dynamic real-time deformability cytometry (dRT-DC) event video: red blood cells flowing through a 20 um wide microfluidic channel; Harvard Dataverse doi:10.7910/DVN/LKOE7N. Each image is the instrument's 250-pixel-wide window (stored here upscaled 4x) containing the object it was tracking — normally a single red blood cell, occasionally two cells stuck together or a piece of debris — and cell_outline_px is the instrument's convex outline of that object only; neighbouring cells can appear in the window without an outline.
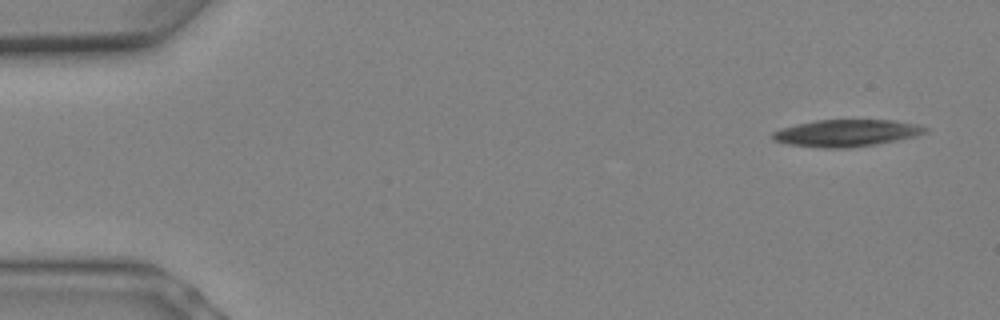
{"species": "Egyptian fruit bat (a non-hibernating species)", "species_latin": "Rousettus aegyptiacus", "temperature_condition": "warm", "stored_images_in_passage": 9, "camera_frame_rate_fps": 3000, "um_per_image_px": 0.085, "animal": {"sex": "female"}, "frame": {"image": 1, "passage_image": 1, "time_ms": 0.0, "image_size_px": [1000, 320], "cell_outline_px": [[928, 132], [916, 136], [876, 144], [848, 148], [820, 148], [788, 144], [772, 140], [772, 132], [780, 128], [796, 124], [816, 120], [892, 120], [920, 124], [928, 128]], "centroid_in_image_um": [71.95, 11.31], "position_along_channel_um": 13.1, "area_um2": 24.16}}
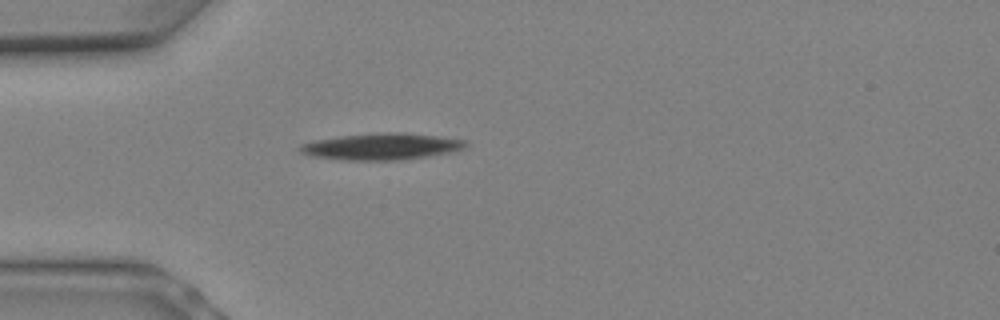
{"frame": {"image": 2, "passage_image": 6, "time_ms": 1.667, "image_size_px": [1000, 320], "cell_outline_px": [[468, 144], [464, 148], [452, 152], [428, 156], [400, 160], [344, 160], [312, 156], [300, 152], [296, 148], [300, 144], [312, 140], [340, 136], [388, 132], [404, 132], [468, 140]], "centroid_in_image_um": [32.42, 12.45], "position_along_channel_um": 52.6, "area_um2": 25.78}}
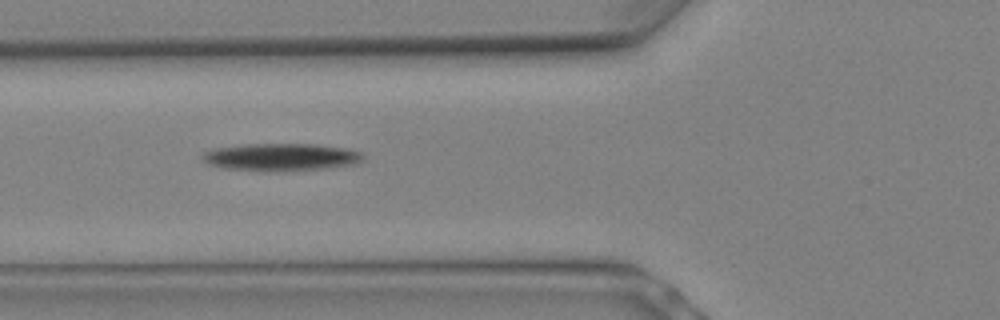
{"frame": {"image": 3, "passage_image": 8, "time_ms": 2.333, "image_size_px": [1000, 320], "cell_outline_px": [[364, 160], [356, 164], [324, 168], [220, 168], [204, 164], [200, 156], [204, 152], [212, 148], [240, 144], [316, 144], [348, 148], [364, 152]], "centroid_in_image_um": [23.88, 13.29], "position_along_channel_um": 101.9, "area_um2": 24.97}}